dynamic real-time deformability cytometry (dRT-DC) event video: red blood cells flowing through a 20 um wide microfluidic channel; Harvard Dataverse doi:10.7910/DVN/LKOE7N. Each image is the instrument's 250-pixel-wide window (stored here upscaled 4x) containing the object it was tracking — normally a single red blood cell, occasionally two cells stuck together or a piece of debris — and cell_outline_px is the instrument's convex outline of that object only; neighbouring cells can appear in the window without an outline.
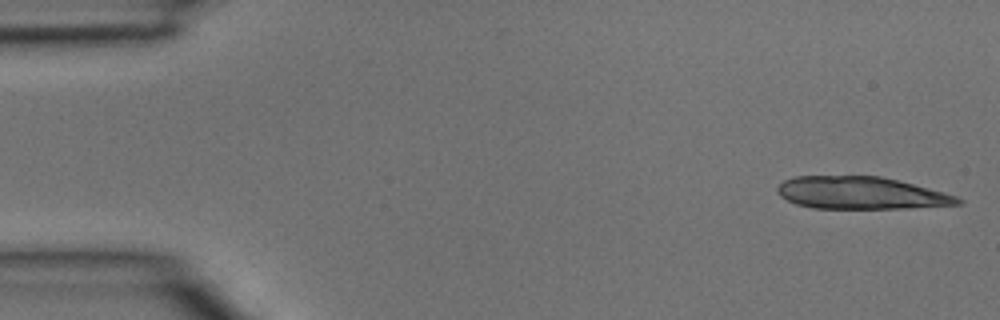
{"species": "common noctule bat (a hibernating species)", "species_latin": "Nyctalus noctula", "temperature_condition": "room temperature", "stored_images_in_passage": 5, "camera_frame_rate_fps": 3000, "um_per_image_px": 0.085, "animal": {"sex": "male", "body_mass_g": 15.6}, "frame": {"image": 1, "passage_image": 1, "time_ms": 0.0, "image_size_px": [1000, 320], "cell_outline_px": [[964, 200], [960, 204], [908, 208], [812, 208], [796, 204], [780, 196], [776, 192], [776, 188], [784, 180], [796, 176], [880, 176], [944, 192], [956, 196]], "centroid_in_image_um": [73.15, 16.4], "position_along_channel_um": 11.9, "area_um2": 33.81}}